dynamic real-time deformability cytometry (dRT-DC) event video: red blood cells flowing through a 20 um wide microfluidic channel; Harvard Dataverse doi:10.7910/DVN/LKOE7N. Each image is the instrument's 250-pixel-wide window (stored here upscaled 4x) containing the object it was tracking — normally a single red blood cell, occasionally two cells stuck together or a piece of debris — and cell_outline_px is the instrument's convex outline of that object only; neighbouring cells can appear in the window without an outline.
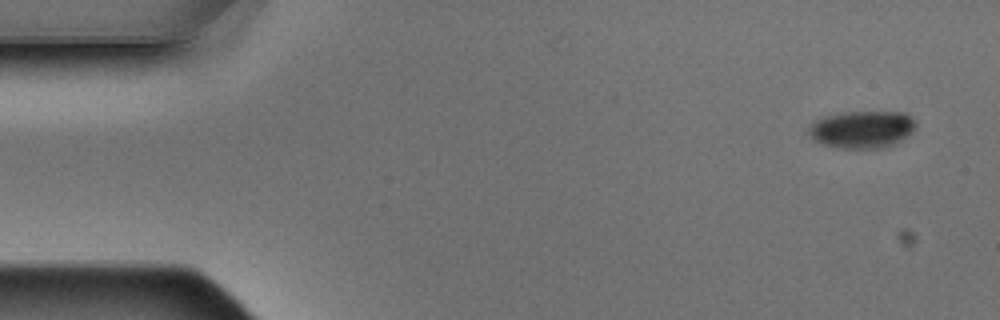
{"species": "Egyptian fruit bat (a non-hibernating species)", "species_latin": "Rousettus aegyptiacus", "temperature_condition": "warm", "stored_images_in_passage": 4, "camera_frame_rate_fps": 3000, "um_per_image_px": 0.085, "animal": {"sex": "male"}, "frame": {"image": 1, "passage_image": 1, "time_ms": 0.0, "image_size_px": [1000, 320], "cell_outline_px": [[916, 128], [908, 136], [892, 144], [880, 148], [840, 148], [820, 144], [808, 132], [808, 124], [812, 120], [820, 116], [844, 112], [904, 112], [912, 116], [916, 120]], "centroid_in_image_um": [73.25, 10.97], "position_along_channel_um": 11.8, "area_um2": 23.64}}
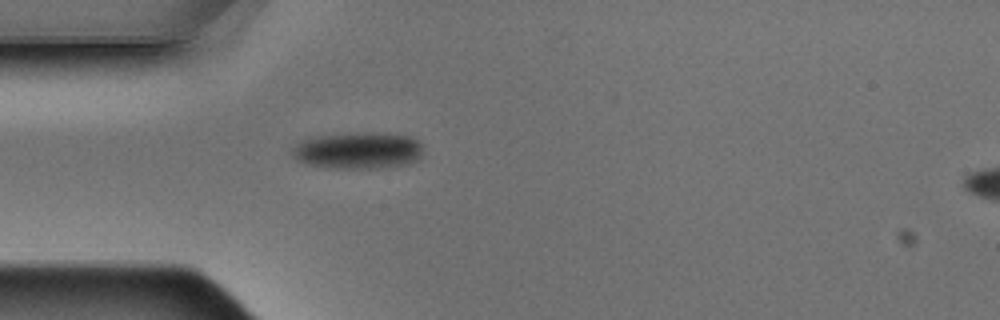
{"frame": {"image": 2, "passage_image": 4, "time_ms": 1.0, "image_size_px": [1000, 320], "cell_outline_px": [[420, 156], [416, 160], [408, 164], [384, 168], [324, 168], [308, 164], [296, 160], [292, 156], [292, 148], [300, 140], [308, 136], [364, 132], [384, 132], [412, 136], [420, 144]], "centroid_in_image_um": [30.38, 12.78], "position_along_channel_um": 54.6, "area_um2": 28.55}}